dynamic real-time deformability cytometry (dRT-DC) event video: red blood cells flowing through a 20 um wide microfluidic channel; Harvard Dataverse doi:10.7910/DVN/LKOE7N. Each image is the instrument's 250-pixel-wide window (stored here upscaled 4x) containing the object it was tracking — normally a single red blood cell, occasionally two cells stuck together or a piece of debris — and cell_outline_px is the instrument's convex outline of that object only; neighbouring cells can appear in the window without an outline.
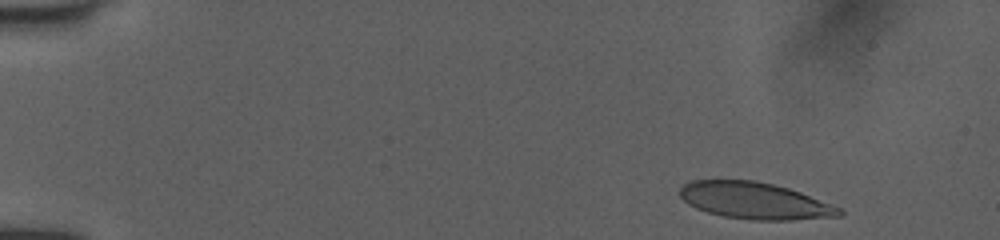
{"species": "human", "species_latin": "Homo sapiens", "temperature_condition": "room temperature", "stored_images_in_passage": 48, "camera_frame_rate_fps": 3000, "um_per_image_px": 0.085, "donor": {"sex": "female"}, "frame": {"image": 1, "passage_image": 3, "time_ms": 0.667, "image_size_px": [1000, 240], "cell_outline_px": [[844, 212], [840, 216], [792, 220], [752, 220], [724, 216], [708, 212], [696, 208], [688, 204], [680, 196], [680, 188], [684, 184], [692, 180], [756, 180], [788, 188], [800, 192], [840, 208]], "centroid_in_image_um": [64.14, 17.06], "position_along_channel_um": 20.9, "area_um2": 33.87}}
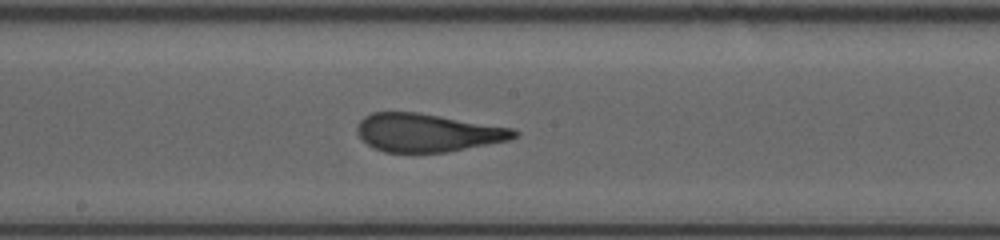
{"frame": {"image": 2, "passage_image": 26, "time_ms": 8.333, "image_size_px": [1000, 240], "cell_outline_px": [[520, 132], [516, 136], [508, 140], [448, 152], [384, 152], [368, 144], [356, 132], [356, 128], [360, 120], [364, 116], [372, 112], [416, 112], [512, 128]], "centroid_in_image_um": [36.31, 11.27], "position_along_channel_um": 211.9, "area_um2": 34.56}}
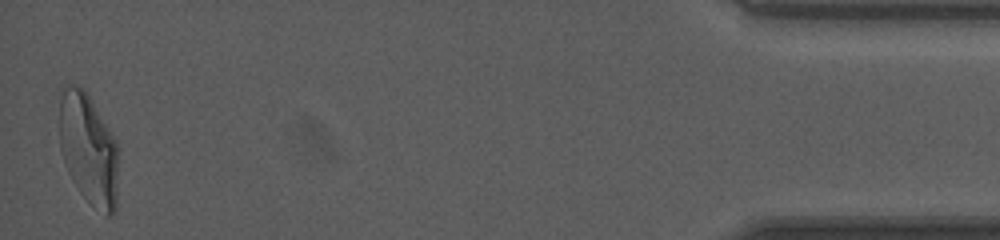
{"frame": {"image": 3, "passage_image": 48, "time_ms": 15.667, "image_size_px": [1000, 240], "cell_outline_px": [[120, 152], [116, 212], [108, 216], [104, 216], [80, 192], [72, 180], [68, 172], [60, 148], [60, 100], [64, 88], [72, 84], [84, 88], [88, 92], [116, 140]], "centroid_in_image_um": [7.58, 12.7], "position_along_channel_um": 427.6, "area_um2": 38.9}, "authors_computed_cell_mechanics": {"area_um2": 35.258, "velocity_mm_per_s": 4.0297, "shape_relaxation_time_tau1_ms": 7.4865, "shape_relaxation_time_tau2_ms": 0.7271, "deformation_change_tau1": 0.2707, "deformation_change_tau2": 0.0999}}